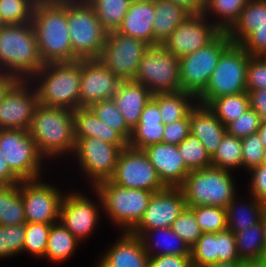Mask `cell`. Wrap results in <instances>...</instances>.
<instances>
[{"label":"cell","instance_id":"cell-26","mask_svg":"<svg viewBox=\"0 0 266 267\" xmlns=\"http://www.w3.org/2000/svg\"><path fill=\"white\" fill-rule=\"evenodd\" d=\"M164 128L159 105L151 98L143 109L139 122L132 129L129 147L143 150L149 145L162 143Z\"/></svg>","mask_w":266,"mask_h":267},{"label":"cell","instance_id":"cell-6","mask_svg":"<svg viewBox=\"0 0 266 267\" xmlns=\"http://www.w3.org/2000/svg\"><path fill=\"white\" fill-rule=\"evenodd\" d=\"M92 192L97 191L102 200V212L122 229L131 232L142 219L154 192L135 188H124L109 180L100 182Z\"/></svg>","mask_w":266,"mask_h":267},{"label":"cell","instance_id":"cell-45","mask_svg":"<svg viewBox=\"0 0 266 267\" xmlns=\"http://www.w3.org/2000/svg\"><path fill=\"white\" fill-rule=\"evenodd\" d=\"M191 208L203 233H217L227 229L225 208L208 205Z\"/></svg>","mask_w":266,"mask_h":267},{"label":"cell","instance_id":"cell-56","mask_svg":"<svg viewBox=\"0 0 266 267\" xmlns=\"http://www.w3.org/2000/svg\"><path fill=\"white\" fill-rule=\"evenodd\" d=\"M250 108L255 110L261 120H266V90L248 91Z\"/></svg>","mask_w":266,"mask_h":267},{"label":"cell","instance_id":"cell-2","mask_svg":"<svg viewBox=\"0 0 266 267\" xmlns=\"http://www.w3.org/2000/svg\"><path fill=\"white\" fill-rule=\"evenodd\" d=\"M31 22L43 64L78 60L68 31L66 3L35 4Z\"/></svg>","mask_w":266,"mask_h":267},{"label":"cell","instance_id":"cell-51","mask_svg":"<svg viewBox=\"0 0 266 267\" xmlns=\"http://www.w3.org/2000/svg\"><path fill=\"white\" fill-rule=\"evenodd\" d=\"M190 111L182 119L165 125L163 131V143L179 145L190 134Z\"/></svg>","mask_w":266,"mask_h":267},{"label":"cell","instance_id":"cell-48","mask_svg":"<svg viewBox=\"0 0 266 267\" xmlns=\"http://www.w3.org/2000/svg\"><path fill=\"white\" fill-rule=\"evenodd\" d=\"M241 142L242 168L249 171L262 163L265 148L258 132L242 138Z\"/></svg>","mask_w":266,"mask_h":267},{"label":"cell","instance_id":"cell-35","mask_svg":"<svg viewBox=\"0 0 266 267\" xmlns=\"http://www.w3.org/2000/svg\"><path fill=\"white\" fill-rule=\"evenodd\" d=\"M235 245L241 261H263L265 242L262 220L235 233Z\"/></svg>","mask_w":266,"mask_h":267},{"label":"cell","instance_id":"cell-50","mask_svg":"<svg viewBox=\"0 0 266 267\" xmlns=\"http://www.w3.org/2000/svg\"><path fill=\"white\" fill-rule=\"evenodd\" d=\"M266 90V56H250L246 69V91Z\"/></svg>","mask_w":266,"mask_h":267},{"label":"cell","instance_id":"cell-64","mask_svg":"<svg viewBox=\"0 0 266 267\" xmlns=\"http://www.w3.org/2000/svg\"><path fill=\"white\" fill-rule=\"evenodd\" d=\"M262 223L264 228V242H266V210L264 211L262 216Z\"/></svg>","mask_w":266,"mask_h":267},{"label":"cell","instance_id":"cell-67","mask_svg":"<svg viewBox=\"0 0 266 267\" xmlns=\"http://www.w3.org/2000/svg\"><path fill=\"white\" fill-rule=\"evenodd\" d=\"M140 1L154 2L155 0H140Z\"/></svg>","mask_w":266,"mask_h":267},{"label":"cell","instance_id":"cell-60","mask_svg":"<svg viewBox=\"0 0 266 267\" xmlns=\"http://www.w3.org/2000/svg\"><path fill=\"white\" fill-rule=\"evenodd\" d=\"M243 261H233V262H217L207 267H241Z\"/></svg>","mask_w":266,"mask_h":267},{"label":"cell","instance_id":"cell-20","mask_svg":"<svg viewBox=\"0 0 266 267\" xmlns=\"http://www.w3.org/2000/svg\"><path fill=\"white\" fill-rule=\"evenodd\" d=\"M121 80L99 59L81 60L79 107L112 99Z\"/></svg>","mask_w":266,"mask_h":267},{"label":"cell","instance_id":"cell-10","mask_svg":"<svg viewBox=\"0 0 266 267\" xmlns=\"http://www.w3.org/2000/svg\"><path fill=\"white\" fill-rule=\"evenodd\" d=\"M133 81L145 85L153 95L179 92L181 91L179 58L161 45L149 46L139 62Z\"/></svg>","mask_w":266,"mask_h":267},{"label":"cell","instance_id":"cell-55","mask_svg":"<svg viewBox=\"0 0 266 267\" xmlns=\"http://www.w3.org/2000/svg\"><path fill=\"white\" fill-rule=\"evenodd\" d=\"M148 267H192L191 255H159L149 257Z\"/></svg>","mask_w":266,"mask_h":267},{"label":"cell","instance_id":"cell-65","mask_svg":"<svg viewBox=\"0 0 266 267\" xmlns=\"http://www.w3.org/2000/svg\"><path fill=\"white\" fill-rule=\"evenodd\" d=\"M261 164L266 165V148L264 149L263 160Z\"/></svg>","mask_w":266,"mask_h":267},{"label":"cell","instance_id":"cell-41","mask_svg":"<svg viewBox=\"0 0 266 267\" xmlns=\"http://www.w3.org/2000/svg\"><path fill=\"white\" fill-rule=\"evenodd\" d=\"M34 0H0V21L3 25L26 24L32 21Z\"/></svg>","mask_w":266,"mask_h":267},{"label":"cell","instance_id":"cell-46","mask_svg":"<svg viewBox=\"0 0 266 267\" xmlns=\"http://www.w3.org/2000/svg\"><path fill=\"white\" fill-rule=\"evenodd\" d=\"M25 240V224L0 225V258H9L23 253Z\"/></svg>","mask_w":266,"mask_h":267},{"label":"cell","instance_id":"cell-30","mask_svg":"<svg viewBox=\"0 0 266 267\" xmlns=\"http://www.w3.org/2000/svg\"><path fill=\"white\" fill-rule=\"evenodd\" d=\"M249 197L252 198H249L248 202H246L239 201L240 199L236 196L225 208L227 229L231 230L234 234L262 220L263 213L266 210V204L253 196Z\"/></svg>","mask_w":266,"mask_h":267},{"label":"cell","instance_id":"cell-53","mask_svg":"<svg viewBox=\"0 0 266 267\" xmlns=\"http://www.w3.org/2000/svg\"><path fill=\"white\" fill-rule=\"evenodd\" d=\"M250 56H266V25L254 31L240 44Z\"/></svg>","mask_w":266,"mask_h":267},{"label":"cell","instance_id":"cell-18","mask_svg":"<svg viewBox=\"0 0 266 267\" xmlns=\"http://www.w3.org/2000/svg\"><path fill=\"white\" fill-rule=\"evenodd\" d=\"M185 207L186 201L180 187H166L154 192L142 219L131 233L140 237L148 230L171 227Z\"/></svg>","mask_w":266,"mask_h":267},{"label":"cell","instance_id":"cell-31","mask_svg":"<svg viewBox=\"0 0 266 267\" xmlns=\"http://www.w3.org/2000/svg\"><path fill=\"white\" fill-rule=\"evenodd\" d=\"M266 25V0H249L237 21L226 32L234 44H241L254 27Z\"/></svg>","mask_w":266,"mask_h":267},{"label":"cell","instance_id":"cell-66","mask_svg":"<svg viewBox=\"0 0 266 267\" xmlns=\"http://www.w3.org/2000/svg\"><path fill=\"white\" fill-rule=\"evenodd\" d=\"M263 262H264V264L266 266V242H265V254L263 256Z\"/></svg>","mask_w":266,"mask_h":267},{"label":"cell","instance_id":"cell-5","mask_svg":"<svg viewBox=\"0 0 266 267\" xmlns=\"http://www.w3.org/2000/svg\"><path fill=\"white\" fill-rule=\"evenodd\" d=\"M234 180L231 171L210 166L191 170L180 188L188 207L208 205L226 208L238 193Z\"/></svg>","mask_w":266,"mask_h":267},{"label":"cell","instance_id":"cell-54","mask_svg":"<svg viewBox=\"0 0 266 267\" xmlns=\"http://www.w3.org/2000/svg\"><path fill=\"white\" fill-rule=\"evenodd\" d=\"M248 172L251 175L249 194L266 204V165L260 164Z\"/></svg>","mask_w":266,"mask_h":267},{"label":"cell","instance_id":"cell-38","mask_svg":"<svg viewBox=\"0 0 266 267\" xmlns=\"http://www.w3.org/2000/svg\"><path fill=\"white\" fill-rule=\"evenodd\" d=\"M107 32L116 31L132 0H86Z\"/></svg>","mask_w":266,"mask_h":267},{"label":"cell","instance_id":"cell-3","mask_svg":"<svg viewBox=\"0 0 266 267\" xmlns=\"http://www.w3.org/2000/svg\"><path fill=\"white\" fill-rule=\"evenodd\" d=\"M43 65L32 22L0 26V72L30 80Z\"/></svg>","mask_w":266,"mask_h":267},{"label":"cell","instance_id":"cell-13","mask_svg":"<svg viewBox=\"0 0 266 267\" xmlns=\"http://www.w3.org/2000/svg\"><path fill=\"white\" fill-rule=\"evenodd\" d=\"M148 47L140 39L111 31L107 33L98 59L120 80H133Z\"/></svg>","mask_w":266,"mask_h":267},{"label":"cell","instance_id":"cell-24","mask_svg":"<svg viewBox=\"0 0 266 267\" xmlns=\"http://www.w3.org/2000/svg\"><path fill=\"white\" fill-rule=\"evenodd\" d=\"M190 134L196 136L212 157L226 133V126L204 105L196 103L190 110Z\"/></svg>","mask_w":266,"mask_h":267},{"label":"cell","instance_id":"cell-58","mask_svg":"<svg viewBox=\"0 0 266 267\" xmlns=\"http://www.w3.org/2000/svg\"><path fill=\"white\" fill-rule=\"evenodd\" d=\"M19 81L20 79L16 76L0 72V103Z\"/></svg>","mask_w":266,"mask_h":267},{"label":"cell","instance_id":"cell-12","mask_svg":"<svg viewBox=\"0 0 266 267\" xmlns=\"http://www.w3.org/2000/svg\"><path fill=\"white\" fill-rule=\"evenodd\" d=\"M73 157L88 177L91 188L109 180L114 173L121 149L96 137L75 138Z\"/></svg>","mask_w":266,"mask_h":267},{"label":"cell","instance_id":"cell-21","mask_svg":"<svg viewBox=\"0 0 266 267\" xmlns=\"http://www.w3.org/2000/svg\"><path fill=\"white\" fill-rule=\"evenodd\" d=\"M166 187H180L190 170L185 166L177 145L157 143L143 149Z\"/></svg>","mask_w":266,"mask_h":267},{"label":"cell","instance_id":"cell-28","mask_svg":"<svg viewBox=\"0 0 266 267\" xmlns=\"http://www.w3.org/2000/svg\"><path fill=\"white\" fill-rule=\"evenodd\" d=\"M139 238L141 239L144 249L149 257L159 255H191L189 246L172 230L171 227L148 230Z\"/></svg>","mask_w":266,"mask_h":267},{"label":"cell","instance_id":"cell-9","mask_svg":"<svg viewBox=\"0 0 266 267\" xmlns=\"http://www.w3.org/2000/svg\"><path fill=\"white\" fill-rule=\"evenodd\" d=\"M233 42L221 32L212 42L179 59L181 91L196 99L204 92L222 53Z\"/></svg>","mask_w":266,"mask_h":267},{"label":"cell","instance_id":"cell-34","mask_svg":"<svg viewBox=\"0 0 266 267\" xmlns=\"http://www.w3.org/2000/svg\"><path fill=\"white\" fill-rule=\"evenodd\" d=\"M79 243L60 221L51 224L45 258L50 262L62 263L71 258Z\"/></svg>","mask_w":266,"mask_h":267},{"label":"cell","instance_id":"cell-61","mask_svg":"<svg viewBox=\"0 0 266 267\" xmlns=\"http://www.w3.org/2000/svg\"><path fill=\"white\" fill-rule=\"evenodd\" d=\"M258 134L263 142L264 148H266V120L261 121Z\"/></svg>","mask_w":266,"mask_h":267},{"label":"cell","instance_id":"cell-8","mask_svg":"<svg viewBox=\"0 0 266 267\" xmlns=\"http://www.w3.org/2000/svg\"><path fill=\"white\" fill-rule=\"evenodd\" d=\"M250 55L232 43L221 55L204 92L197 103L207 106L213 99L246 91V69Z\"/></svg>","mask_w":266,"mask_h":267},{"label":"cell","instance_id":"cell-4","mask_svg":"<svg viewBox=\"0 0 266 267\" xmlns=\"http://www.w3.org/2000/svg\"><path fill=\"white\" fill-rule=\"evenodd\" d=\"M29 81L35 87L38 103L79 108L81 60L44 64Z\"/></svg>","mask_w":266,"mask_h":267},{"label":"cell","instance_id":"cell-39","mask_svg":"<svg viewBox=\"0 0 266 267\" xmlns=\"http://www.w3.org/2000/svg\"><path fill=\"white\" fill-rule=\"evenodd\" d=\"M211 166L233 171L242 167V142L227 132L222 137L220 144L211 157Z\"/></svg>","mask_w":266,"mask_h":267},{"label":"cell","instance_id":"cell-27","mask_svg":"<svg viewBox=\"0 0 266 267\" xmlns=\"http://www.w3.org/2000/svg\"><path fill=\"white\" fill-rule=\"evenodd\" d=\"M75 138L96 137L121 150L127 148L128 141L116 130L99 120L88 107L74 110Z\"/></svg>","mask_w":266,"mask_h":267},{"label":"cell","instance_id":"cell-1","mask_svg":"<svg viewBox=\"0 0 266 267\" xmlns=\"http://www.w3.org/2000/svg\"><path fill=\"white\" fill-rule=\"evenodd\" d=\"M40 155L46 159L73 156L76 147L74 110L38 103L28 128Z\"/></svg>","mask_w":266,"mask_h":267},{"label":"cell","instance_id":"cell-62","mask_svg":"<svg viewBox=\"0 0 266 267\" xmlns=\"http://www.w3.org/2000/svg\"><path fill=\"white\" fill-rule=\"evenodd\" d=\"M241 267H266L263 261H243Z\"/></svg>","mask_w":266,"mask_h":267},{"label":"cell","instance_id":"cell-19","mask_svg":"<svg viewBox=\"0 0 266 267\" xmlns=\"http://www.w3.org/2000/svg\"><path fill=\"white\" fill-rule=\"evenodd\" d=\"M37 105L35 87L29 80H20L0 103V129L27 131Z\"/></svg>","mask_w":266,"mask_h":267},{"label":"cell","instance_id":"cell-14","mask_svg":"<svg viewBox=\"0 0 266 267\" xmlns=\"http://www.w3.org/2000/svg\"><path fill=\"white\" fill-rule=\"evenodd\" d=\"M124 188L158 192L166 188L154 166L143 150L127 147L122 149L114 173L109 179Z\"/></svg>","mask_w":266,"mask_h":267},{"label":"cell","instance_id":"cell-17","mask_svg":"<svg viewBox=\"0 0 266 267\" xmlns=\"http://www.w3.org/2000/svg\"><path fill=\"white\" fill-rule=\"evenodd\" d=\"M221 31L202 13L189 15L161 46L179 59L212 42Z\"/></svg>","mask_w":266,"mask_h":267},{"label":"cell","instance_id":"cell-25","mask_svg":"<svg viewBox=\"0 0 266 267\" xmlns=\"http://www.w3.org/2000/svg\"><path fill=\"white\" fill-rule=\"evenodd\" d=\"M154 2L132 0L116 32L155 46L153 30Z\"/></svg>","mask_w":266,"mask_h":267},{"label":"cell","instance_id":"cell-33","mask_svg":"<svg viewBox=\"0 0 266 267\" xmlns=\"http://www.w3.org/2000/svg\"><path fill=\"white\" fill-rule=\"evenodd\" d=\"M25 223L26 216L21 197V182L0 186V225L13 226Z\"/></svg>","mask_w":266,"mask_h":267},{"label":"cell","instance_id":"cell-40","mask_svg":"<svg viewBox=\"0 0 266 267\" xmlns=\"http://www.w3.org/2000/svg\"><path fill=\"white\" fill-rule=\"evenodd\" d=\"M185 166L191 170H199L211 166V157L207 153L200 140L193 134H189L177 145Z\"/></svg>","mask_w":266,"mask_h":267},{"label":"cell","instance_id":"cell-11","mask_svg":"<svg viewBox=\"0 0 266 267\" xmlns=\"http://www.w3.org/2000/svg\"><path fill=\"white\" fill-rule=\"evenodd\" d=\"M0 151L9 168L22 181L42 178L44 158L40 155L28 131L0 129Z\"/></svg>","mask_w":266,"mask_h":267},{"label":"cell","instance_id":"cell-36","mask_svg":"<svg viewBox=\"0 0 266 267\" xmlns=\"http://www.w3.org/2000/svg\"><path fill=\"white\" fill-rule=\"evenodd\" d=\"M249 0H205L202 14L209 19L221 32H227L237 21L240 13Z\"/></svg>","mask_w":266,"mask_h":267},{"label":"cell","instance_id":"cell-49","mask_svg":"<svg viewBox=\"0 0 266 267\" xmlns=\"http://www.w3.org/2000/svg\"><path fill=\"white\" fill-rule=\"evenodd\" d=\"M261 121L262 120L258 113L255 110L249 108L237 119L226 125V132L230 135L242 139L258 132Z\"/></svg>","mask_w":266,"mask_h":267},{"label":"cell","instance_id":"cell-15","mask_svg":"<svg viewBox=\"0 0 266 267\" xmlns=\"http://www.w3.org/2000/svg\"><path fill=\"white\" fill-rule=\"evenodd\" d=\"M67 193L62 199L59 221L82 243L81 241L87 240L98 227L99 214L103 210L102 200L97 191L95 197L99 204L83 193L77 191Z\"/></svg>","mask_w":266,"mask_h":267},{"label":"cell","instance_id":"cell-22","mask_svg":"<svg viewBox=\"0 0 266 267\" xmlns=\"http://www.w3.org/2000/svg\"><path fill=\"white\" fill-rule=\"evenodd\" d=\"M104 253L96 267H148L149 264L141 239L131 232L119 234L117 241Z\"/></svg>","mask_w":266,"mask_h":267},{"label":"cell","instance_id":"cell-32","mask_svg":"<svg viewBox=\"0 0 266 267\" xmlns=\"http://www.w3.org/2000/svg\"><path fill=\"white\" fill-rule=\"evenodd\" d=\"M152 99L159 105L162 123H173L184 118L196 105L197 99L184 91L173 93H158Z\"/></svg>","mask_w":266,"mask_h":267},{"label":"cell","instance_id":"cell-37","mask_svg":"<svg viewBox=\"0 0 266 267\" xmlns=\"http://www.w3.org/2000/svg\"><path fill=\"white\" fill-rule=\"evenodd\" d=\"M207 107L226 126L250 108L247 91L213 99Z\"/></svg>","mask_w":266,"mask_h":267},{"label":"cell","instance_id":"cell-7","mask_svg":"<svg viewBox=\"0 0 266 267\" xmlns=\"http://www.w3.org/2000/svg\"><path fill=\"white\" fill-rule=\"evenodd\" d=\"M68 31L73 54L78 60L98 59L107 31L86 0L66 2Z\"/></svg>","mask_w":266,"mask_h":267},{"label":"cell","instance_id":"cell-52","mask_svg":"<svg viewBox=\"0 0 266 267\" xmlns=\"http://www.w3.org/2000/svg\"><path fill=\"white\" fill-rule=\"evenodd\" d=\"M223 261H241L235 245V234L228 229L218 232V262Z\"/></svg>","mask_w":266,"mask_h":267},{"label":"cell","instance_id":"cell-63","mask_svg":"<svg viewBox=\"0 0 266 267\" xmlns=\"http://www.w3.org/2000/svg\"><path fill=\"white\" fill-rule=\"evenodd\" d=\"M76 0H34L36 4H53V3H66Z\"/></svg>","mask_w":266,"mask_h":267},{"label":"cell","instance_id":"cell-23","mask_svg":"<svg viewBox=\"0 0 266 267\" xmlns=\"http://www.w3.org/2000/svg\"><path fill=\"white\" fill-rule=\"evenodd\" d=\"M153 94L142 83L121 80L112 99L116 109L122 114L127 126L132 130L139 122L140 115Z\"/></svg>","mask_w":266,"mask_h":267},{"label":"cell","instance_id":"cell-16","mask_svg":"<svg viewBox=\"0 0 266 267\" xmlns=\"http://www.w3.org/2000/svg\"><path fill=\"white\" fill-rule=\"evenodd\" d=\"M41 180L43 179L21 181L26 222L54 224L59 221L60 206L65 192Z\"/></svg>","mask_w":266,"mask_h":267},{"label":"cell","instance_id":"cell-59","mask_svg":"<svg viewBox=\"0 0 266 267\" xmlns=\"http://www.w3.org/2000/svg\"><path fill=\"white\" fill-rule=\"evenodd\" d=\"M180 6H183L191 14L202 13L205 0H171Z\"/></svg>","mask_w":266,"mask_h":267},{"label":"cell","instance_id":"cell-44","mask_svg":"<svg viewBox=\"0 0 266 267\" xmlns=\"http://www.w3.org/2000/svg\"><path fill=\"white\" fill-rule=\"evenodd\" d=\"M50 229L51 224L26 222L23 253L44 258Z\"/></svg>","mask_w":266,"mask_h":267},{"label":"cell","instance_id":"cell-47","mask_svg":"<svg viewBox=\"0 0 266 267\" xmlns=\"http://www.w3.org/2000/svg\"><path fill=\"white\" fill-rule=\"evenodd\" d=\"M172 230L189 246L191 249L202 235L198 226L194 211L191 207L186 206L180 215L174 220Z\"/></svg>","mask_w":266,"mask_h":267},{"label":"cell","instance_id":"cell-42","mask_svg":"<svg viewBox=\"0 0 266 267\" xmlns=\"http://www.w3.org/2000/svg\"><path fill=\"white\" fill-rule=\"evenodd\" d=\"M88 108L99 120L113 130L118 131L129 141L132 130L127 126L122 114L116 109L113 99L99 101Z\"/></svg>","mask_w":266,"mask_h":267},{"label":"cell","instance_id":"cell-29","mask_svg":"<svg viewBox=\"0 0 266 267\" xmlns=\"http://www.w3.org/2000/svg\"><path fill=\"white\" fill-rule=\"evenodd\" d=\"M155 46L161 45L191 13L171 0L154 1Z\"/></svg>","mask_w":266,"mask_h":267},{"label":"cell","instance_id":"cell-43","mask_svg":"<svg viewBox=\"0 0 266 267\" xmlns=\"http://www.w3.org/2000/svg\"><path fill=\"white\" fill-rule=\"evenodd\" d=\"M218 262V232L202 233L191 248L192 267H207Z\"/></svg>","mask_w":266,"mask_h":267},{"label":"cell","instance_id":"cell-57","mask_svg":"<svg viewBox=\"0 0 266 267\" xmlns=\"http://www.w3.org/2000/svg\"><path fill=\"white\" fill-rule=\"evenodd\" d=\"M22 180L9 168L2 152L0 151V186L20 183Z\"/></svg>","mask_w":266,"mask_h":267}]
</instances>
